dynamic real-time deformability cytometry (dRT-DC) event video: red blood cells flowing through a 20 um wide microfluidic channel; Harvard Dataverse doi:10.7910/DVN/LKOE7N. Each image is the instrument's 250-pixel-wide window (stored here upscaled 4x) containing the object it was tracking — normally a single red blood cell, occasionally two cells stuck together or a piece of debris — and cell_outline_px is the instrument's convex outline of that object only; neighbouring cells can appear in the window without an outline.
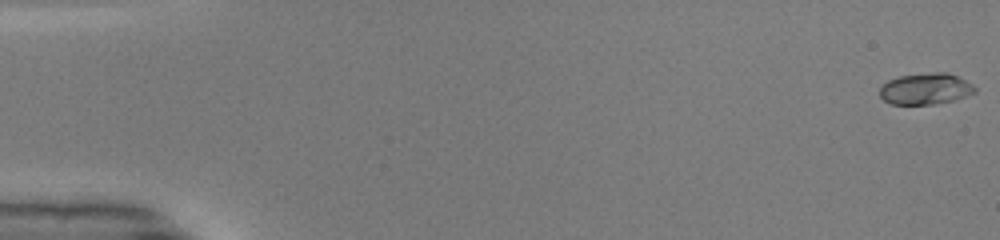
{"species": "common noctule bat (a hibernating species)", "species_latin": "Nyctalus noctula", "temperature_condition": "warm", "stored_images_in_passage": 50, "camera_frame_rate_fps": 3000, "um_per_image_px": 0.085, "animal": {"sex": "male", "body_mass_g": 19.0, "forearm_length_mm": 50.8}, "frame": {"image": 1, "passage_image": 1, "time_ms": 0.0, "image_size_px": [1000, 240], "cell_outline_px": [[976, 92], [956, 100], [932, 104], [892, 104], [884, 100], [880, 96], [880, 88], [888, 80], [900, 76], [932, 72], [948, 72], [972, 84], [976, 88]], "centroid_in_image_um": [78.69, 7.55], "position_along_channel_um": 6.3, "area_um2": 17.28}}
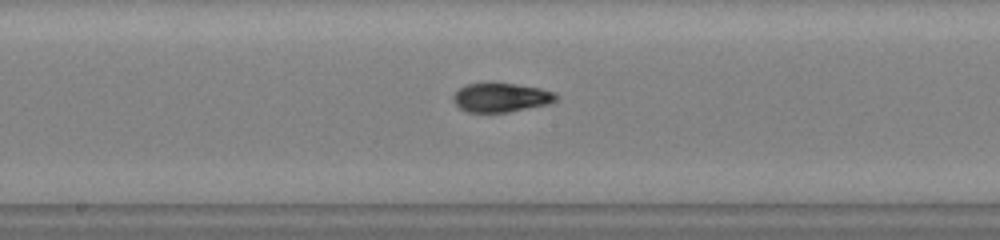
{"frame": {"image": 2, "passage_image": 27, "time_ms": 8.667, "image_size_px": [1000, 240], "cell_outline_px": [[560, 96], [556, 100], [548, 104], [508, 112], [468, 112], [460, 108], [452, 100], [452, 96], [464, 84], [516, 84], [540, 88], [556, 92]], "centroid_in_image_um": [42.61, 8.29], "position_along_channel_um": 205.6, "area_um2": 17.28}}
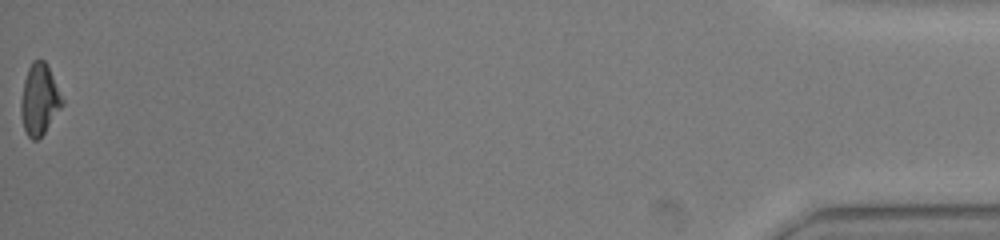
{"frame": {"image": 3, "passage_image": 50, "time_ms": 16.333, "image_size_px": [1000, 240], "cell_outline_px": [[64, 104], [44, 132], [36, 140], [32, 140], [28, 136], [24, 128], [20, 112], [20, 100], [24, 80], [28, 68], [32, 60], [44, 60], [64, 100]], "centroid_in_image_um": [3.33, 8.46], "position_along_channel_um": 431.9, "area_um2": 16.88}, "authors_computed_cell_mechanics": {"area_um2": 16.9354, "velocity_mm_per_s": 4.1718, "shape_relaxation_time_tau1_ms": 5.7232, "shape_relaxation_time_tau2_ms": 1.1179, "deformation_change_tau1": 0.2321, "deformation_change_tau2": 0.0596}}